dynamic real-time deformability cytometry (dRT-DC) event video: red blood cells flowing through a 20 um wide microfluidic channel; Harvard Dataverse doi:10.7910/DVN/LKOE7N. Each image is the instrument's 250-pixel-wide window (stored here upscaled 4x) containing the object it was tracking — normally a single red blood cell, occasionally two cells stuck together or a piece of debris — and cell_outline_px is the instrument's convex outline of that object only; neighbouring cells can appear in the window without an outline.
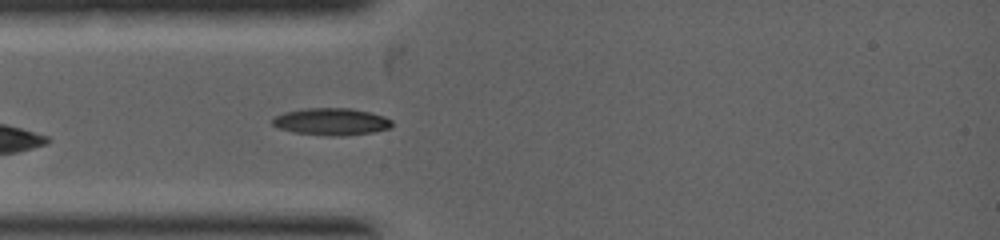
{"species": "common noctule bat (a hibernating species)", "species_latin": "Nyctalus noctula", "temperature_condition": "warm", "stored_images_in_passage": 4, "camera_frame_rate_fps": 5000, "um_per_image_px": 0.085, "animal": {"sex": "female", "body_mass_g": 19.0, "forearm_length_mm": 53.3}, "frame": {"image": 1, "passage_image": 4, "time_ms": 1.4, "image_size_px": [1000, 240], "cell_outline_px": [[392, 128], [372, 132], [344, 136], [332, 136], [292, 132], [280, 128], [272, 124], [272, 120], [276, 116], [284, 112], [304, 108], [352, 108], [384, 116], [392, 120]], "centroid_in_image_um": [28.18, 10.34], "position_along_channel_um": 56.8, "area_um2": 18.9}}